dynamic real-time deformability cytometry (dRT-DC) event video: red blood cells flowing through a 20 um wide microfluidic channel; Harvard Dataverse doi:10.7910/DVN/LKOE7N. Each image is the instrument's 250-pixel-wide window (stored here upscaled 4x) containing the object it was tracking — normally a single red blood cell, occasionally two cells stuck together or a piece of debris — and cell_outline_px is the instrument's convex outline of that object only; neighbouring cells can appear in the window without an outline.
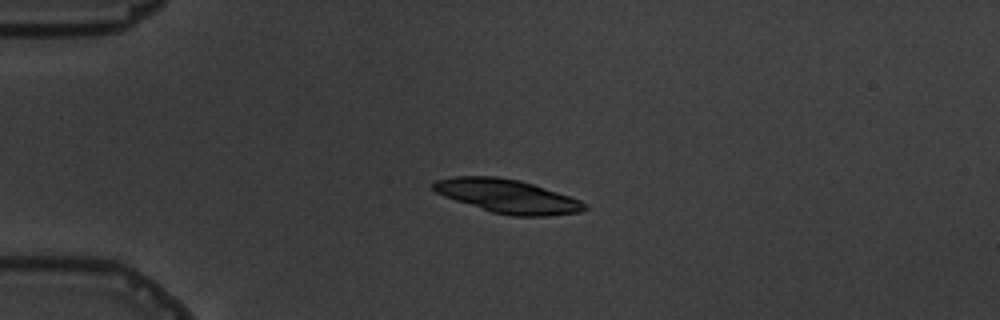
{"species": "common noctule bat (a hibernating species)", "species_latin": "Nyctalus noctula", "temperature_condition": "warm", "stored_images_in_passage": 5, "camera_frame_rate_fps": 3000, "um_per_image_px": 0.085, "animal": {"sex": "male", "body_mass_g": 19.5, "forearm_length_mm": 54.6}, "frame": {"image": 1, "passage_image": 4, "time_ms": 3.667, "image_size_px": [1000, 320], "cell_outline_px": [[588, 208], [580, 212], [548, 216], [512, 216], [492, 212], [444, 196], [436, 192], [432, 188], [432, 184], [436, 180], [452, 176], [496, 176], [520, 180], [580, 200], [588, 204]], "centroid_in_image_um": [43.13, 16.67], "position_along_channel_um": 41.9, "area_um2": 29.48}}